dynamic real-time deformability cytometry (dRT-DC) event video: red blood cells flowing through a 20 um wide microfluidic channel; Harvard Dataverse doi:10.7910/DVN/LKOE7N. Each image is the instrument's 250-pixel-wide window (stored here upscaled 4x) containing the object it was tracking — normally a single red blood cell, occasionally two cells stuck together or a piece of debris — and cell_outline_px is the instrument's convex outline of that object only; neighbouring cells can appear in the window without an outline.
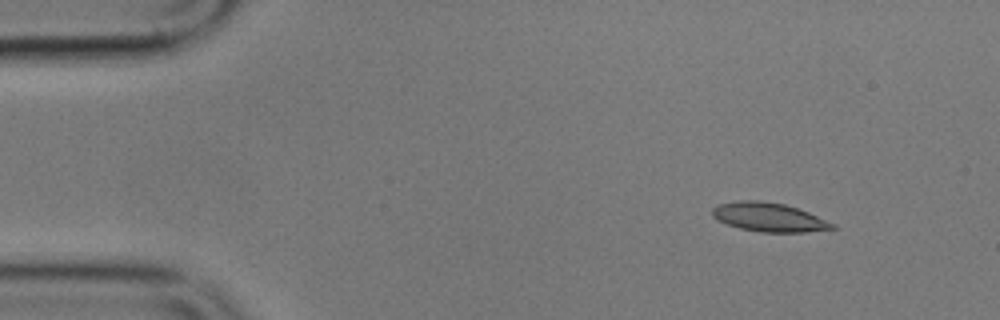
{"species": "common noctule bat (a hibernating species)", "species_latin": "Nyctalus noctula", "temperature_condition": "cold", "stored_images_in_passage": 3, "camera_frame_rate_fps": 3000, "um_per_image_px": 0.085, "animal": {"sex": "male", "body_mass_g": 17.9}, "frame": {"image": 1, "passage_image": 1, "time_ms": 0.0, "image_size_px": [1000, 320], "cell_outline_px": [[836, 228], [804, 232], [760, 232], [740, 228], [728, 224], [712, 216], [712, 208], [720, 204], [740, 200], [756, 200], [784, 204], [808, 212], [836, 224]], "centroid_in_image_um": [65.37, 18.46], "position_along_channel_um": 19.6, "area_um2": 19.94}}
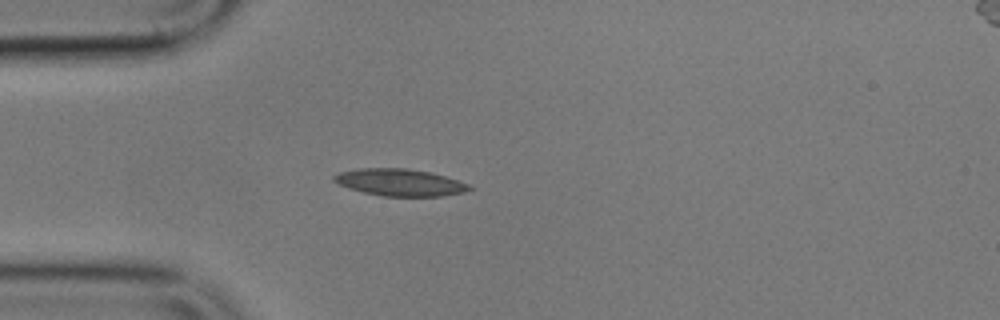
{"frame": {"image": 2, "passage_image": 3, "time_ms": 3.0, "image_size_px": [1000, 320], "cell_outline_px": [[476, 188], [464, 192], [440, 196], [384, 196], [364, 192], [348, 188], [332, 180], [332, 176], [340, 172], [360, 168], [408, 168], [432, 172], [468, 184]], "centroid_in_image_um": [34.0, 15.5], "position_along_channel_um": 51.0, "area_um2": 21.27}}